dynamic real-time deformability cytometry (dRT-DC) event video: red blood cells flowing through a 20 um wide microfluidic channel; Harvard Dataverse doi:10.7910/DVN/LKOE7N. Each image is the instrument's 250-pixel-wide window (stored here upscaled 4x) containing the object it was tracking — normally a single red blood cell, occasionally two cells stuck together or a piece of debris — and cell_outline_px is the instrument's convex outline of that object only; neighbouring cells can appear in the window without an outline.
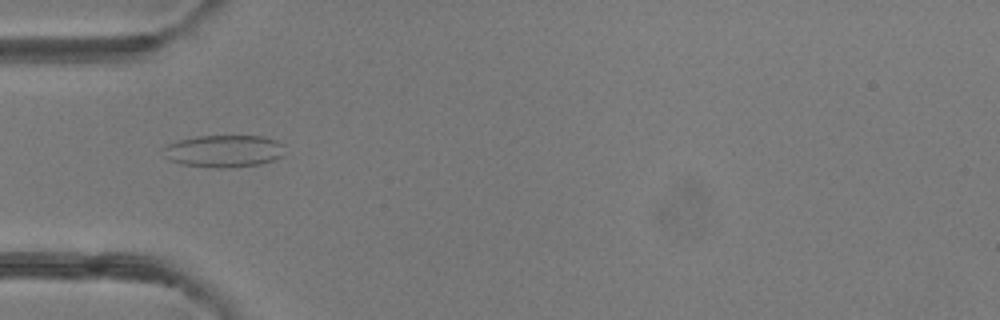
{"species": "common noctule bat (a hibernating species)", "species_latin": "Nyctalus noctula", "temperature_condition": "room temperature", "stored_images_in_passage": 3, "camera_frame_rate_fps": 3000, "um_per_image_px": 0.085, "animal": {"sex": "female"}, "frame": {"image": 1, "passage_image": 2, "time_ms": 1.0, "image_size_px": [1000, 320], "cell_outline_px": [[284, 156], [260, 164], [224, 168], [216, 168], [180, 164], [168, 160], [164, 156], [160, 148], [176, 140], [196, 136], [264, 136], [276, 140], [284, 144]], "centroid_in_image_um": [18.99, 12.84], "position_along_channel_um": 66.0, "area_um2": 23.24}}